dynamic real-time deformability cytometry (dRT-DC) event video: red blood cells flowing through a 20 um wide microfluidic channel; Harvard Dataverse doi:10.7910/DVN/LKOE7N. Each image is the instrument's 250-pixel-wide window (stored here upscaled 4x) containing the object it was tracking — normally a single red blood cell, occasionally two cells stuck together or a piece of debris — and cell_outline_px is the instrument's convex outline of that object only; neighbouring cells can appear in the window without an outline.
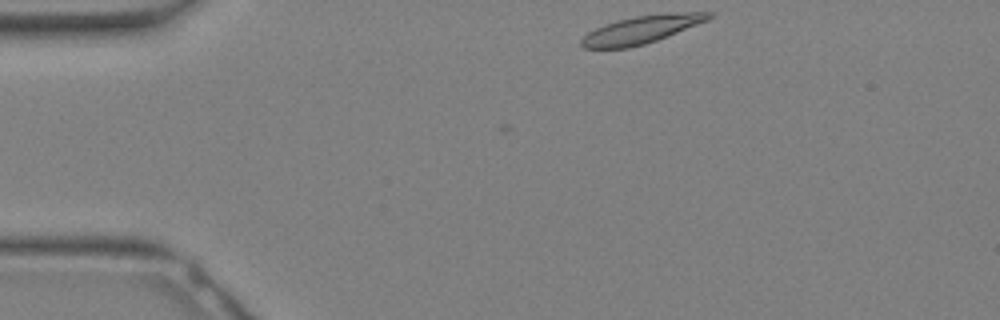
{"species": "Egyptian fruit bat (a non-hibernating species)", "species_latin": "Rousettus aegyptiacus", "temperature_condition": "warm", "stored_images_in_passage": 3, "camera_frame_rate_fps": 3000, "um_per_image_px": 0.085, "animal": {"sex": "female"}, "frame": {"image": 1, "passage_image": 1, "time_ms": 0.0, "image_size_px": [1000, 320], "cell_outline_px": [[712, 16], [708, 20], [656, 40], [644, 44], [628, 48], [584, 48], [580, 44], [580, 40], [588, 32], [604, 24], [616, 20], [636, 16], [664, 12], [712, 12]], "centroid_in_image_um": [54.5, 2.5], "position_along_channel_um": 30.5, "area_um2": 20.52}}